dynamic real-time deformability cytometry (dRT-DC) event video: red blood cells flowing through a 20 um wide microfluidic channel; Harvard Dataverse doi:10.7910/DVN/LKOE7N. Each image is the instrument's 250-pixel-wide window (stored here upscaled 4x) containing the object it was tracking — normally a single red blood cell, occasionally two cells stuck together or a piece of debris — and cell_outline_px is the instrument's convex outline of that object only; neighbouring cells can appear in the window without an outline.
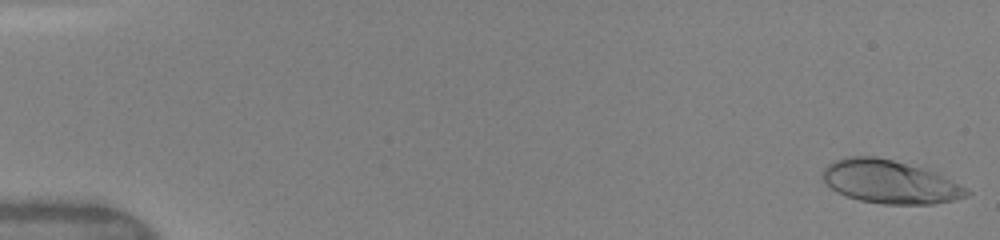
{"species": "human", "species_latin": "Homo sapiens", "temperature_condition": "warm", "stored_images_in_passage": 47, "camera_frame_rate_fps": 3000, "um_per_image_px": 0.085, "donor": {"sex": "female"}, "frame": {"image": 1, "passage_image": 1, "time_ms": 0.0, "image_size_px": [1000, 240], "cell_outline_px": [[972, 192], [968, 196], [956, 200], [932, 204], [884, 204], [860, 200], [836, 192], [820, 176], [824, 168], [828, 164], [844, 156], [876, 156], [924, 164], [968, 188]], "centroid_in_image_um": [75.74, 15.41], "position_along_channel_um": 9.3, "area_um2": 37.57}}
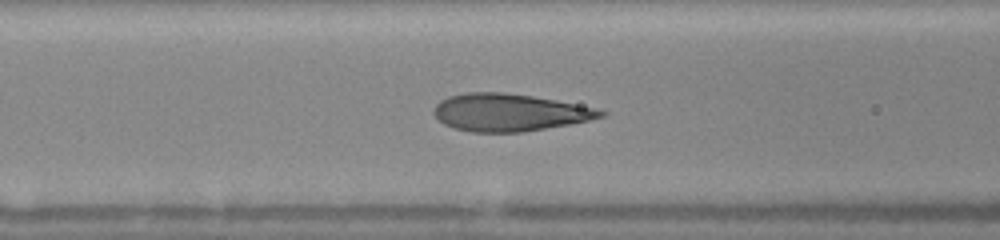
{"frame": {"image": 2, "passage_image": 21, "time_ms": 6.667, "image_size_px": [1000, 240], "cell_outline_px": [[608, 112], [604, 116], [588, 120], [568, 124], [524, 132], [472, 132], [452, 128], [444, 124], [432, 112], [436, 104], [440, 100], [448, 96], [468, 92], [504, 92], [532, 96], [556, 100], [596, 108]], "centroid_in_image_um": [43.26, 9.55], "position_along_channel_um": 123.3, "area_um2": 36.3}}
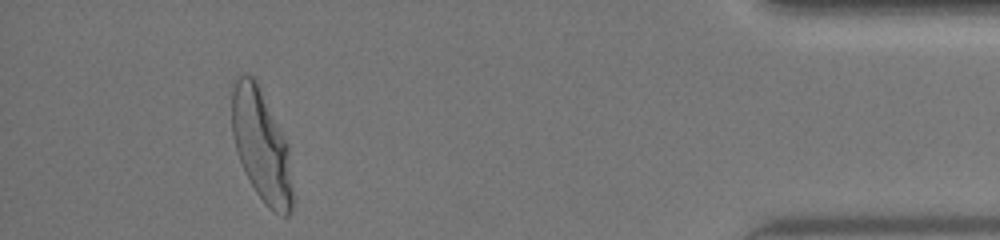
{"frame": {"image": 3, "passage_image": 44, "time_ms": 15.0, "image_size_px": [1000, 240], "cell_outline_px": [[292, 212], [288, 216], [284, 216], [268, 208], [264, 204], [256, 192], [236, 152], [232, 132], [232, 80], [240, 72], [244, 72], [252, 76], [256, 80], [288, 144], [292, 192]], "centroid_in_image_um": [22.19, 12.32], "position_along_channel_um": 413.0, "area_um2": 39.54}, "authors_computed_cell_mechanics": {"area_um2": 36.2984, "velocity_mm_per_s": 4.0943, "shape_relaxation_time_tau1_ms": 3.9057, "shape_relaxation_time_tau2_ms": null, "deformation_change_tau1": 0.2088, "deformation_change_tau2": null}}